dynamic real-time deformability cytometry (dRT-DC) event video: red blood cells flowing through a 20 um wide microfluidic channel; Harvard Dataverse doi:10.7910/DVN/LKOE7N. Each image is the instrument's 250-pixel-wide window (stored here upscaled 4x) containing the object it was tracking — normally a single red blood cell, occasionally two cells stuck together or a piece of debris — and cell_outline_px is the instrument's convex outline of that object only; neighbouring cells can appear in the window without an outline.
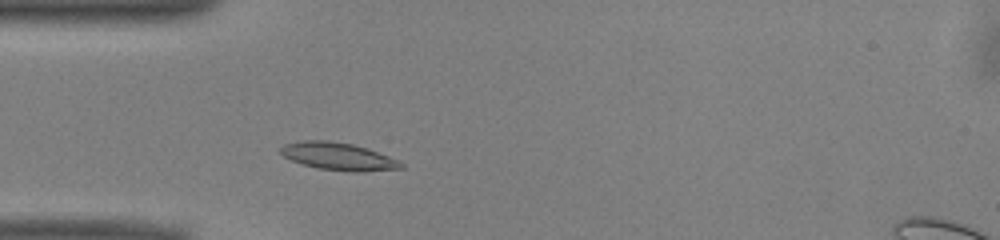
{"species": "common noctule bat (a hibernating species)", "species_latin": "Nyctalus noctula", "temperature_condition": "warm", "stored_images_in_passage": 40, "camera_frame_rate_fps": 3000, "um_per_image_px": 0.085, "animal": {"sex": "male", "body_mass_g": 13.0, "forearm_length_mm": 53.1}, "frame": {"image": 1, "passage_image": 3, "time_ms": 0.667, "image_size_px": [1000, 240], "cell_outline_px": [[404, 168], [360, 172], [352, 172], [320, 168], [300, 164], [284, 156], [280, 152], [280, 148], [284, 144], [300, 140], [328, 140], [352, 144], [368, 148], [400, 160], [404, 164]], "centroid_in_image_um": [28.78, 13.29], "position_along_channel_um": 56.2, "area_um2": 19.48}}
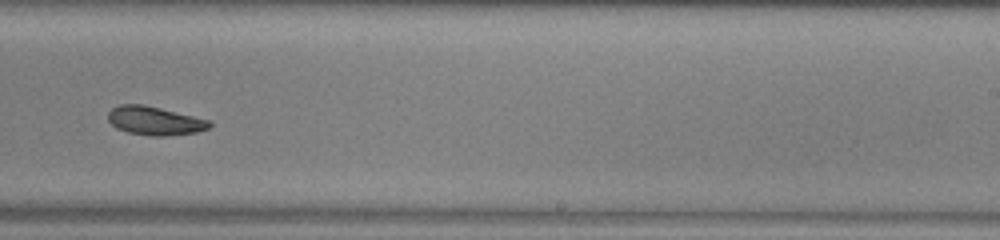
{"frame": {"image": 2, "passage_image": 20, "time_ms": 6.333, "image_size_px": [1000, 240], "cell_outline_px": [[212, 124], [208, 128], [196, 132], [164, 136], [152, 136], [128, 132], [116, 128], [108, 120], [108, 112], [112, 108], [120, 104], [144, 104], [212, 120]], "centroid_in_image_um": [13.16, 10.25], "position_along_channel_um": 275.8, "area_um2": 16.99}}
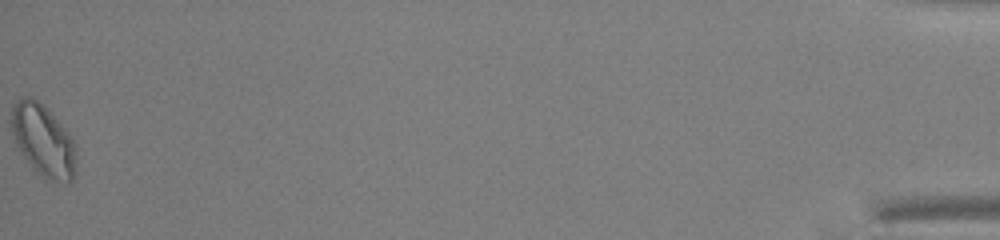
{"frame": {"image": 3, "passage_image": 40, "time_ms": 13.0, "image_size_px": [1000, 240], "cell_outline_px": [[76, 152], [72, 180], [68, 184], [52, 180], [40, 176], [32, 172], [20, 152], [12, 132], [12, 104], [20, 96], [32, 96], [44, 104], [68, 132], [76, 144]], "centroid_in_image_um": [3.66, 11.93], "position_along_channel_um": 431.5, "area_um2": 27.63}, "authors_computed_cell_mechanics": {"area_um2": 17.6001, "velocity_mm_per_s": 3.9485, "shape_relaxation_time_tau1_ms": 10.4687, "shape_relaxation_time_tau2_ms": 7.9823, "deformation_change_tau1": 0.164, "deformation_change_tau2": 0.1313}}